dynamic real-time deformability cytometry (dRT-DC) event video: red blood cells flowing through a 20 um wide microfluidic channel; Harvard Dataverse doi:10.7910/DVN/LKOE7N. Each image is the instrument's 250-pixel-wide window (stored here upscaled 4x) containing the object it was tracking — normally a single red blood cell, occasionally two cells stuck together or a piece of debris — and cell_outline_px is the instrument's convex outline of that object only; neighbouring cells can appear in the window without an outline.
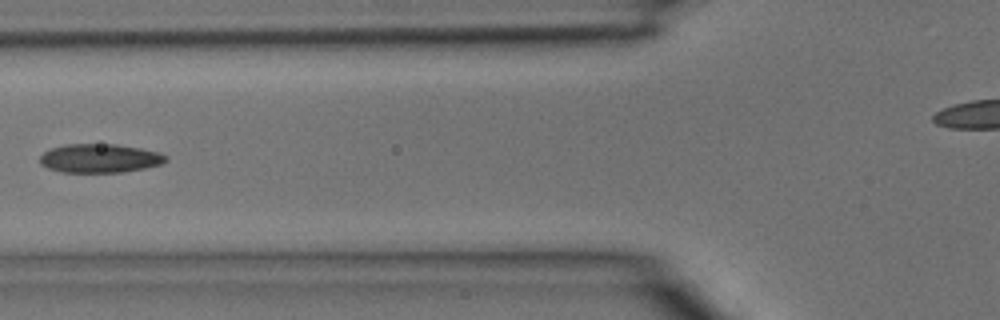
{"species": "common noctule bat (a hibernating species)", "species_latin": "Nyctalus noctula", "temperature_condition": "room temperature", "stored_images_in_passage": 5, "camera_frame_rate_fps": 3000, "um_per_image_px": 0.085, "animal": {"sex": "male", "body_mass_g": 15.6}, "frame": {"image": 1, "passage_image": 5, "time_ms": 1.333, "image_size_px": [1000, 320], "cell_outline_px": [[168, 160], [164, 164], [144, 168], [120, 172], [60, 172], [48, 168], [40, 164], [40, 156], [44, 152], [52, 148], [64, 144], [116, 144], [140, 148], [160, 152], [168, 156]], "centroid_in_image_um": [8.51, 13.45], "position_along_channel_um": 117.3, "area_um2": 21.27}}